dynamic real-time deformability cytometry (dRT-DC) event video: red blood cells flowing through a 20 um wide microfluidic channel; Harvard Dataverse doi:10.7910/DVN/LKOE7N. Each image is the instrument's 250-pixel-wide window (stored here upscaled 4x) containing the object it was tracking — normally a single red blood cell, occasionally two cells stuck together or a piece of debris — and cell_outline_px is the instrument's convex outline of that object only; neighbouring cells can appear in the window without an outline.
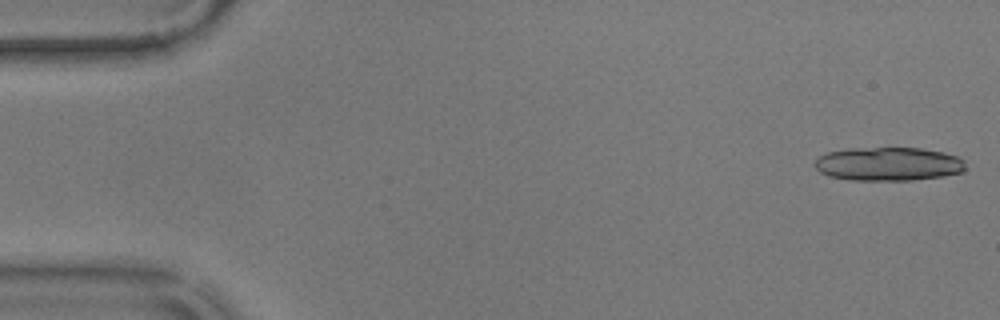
{"species": "common noctule bat (a hibernating species)", "species_latin": "Nyctalus noctula", "temperature_condition": "warm", "stored_images_in_passage": 7, "camera_frame_rate_fps": 3000, "um_per_image_px": 0.085, "animal": {"sex": "male", "body_mass_g": 17.9}, "frame": {"image": 1, "passage_image": 1, "time_ms": 0.0, "image_size_px": [1000, 320], "cell_outline_px": [[964, 168], [960, 172], [944, 176], [912, 180], [848, 180], [828, 176], [820, 172], [812, 164], [820, 156], [828, 152], [848, 148], [920, 148], [944, 152], [956, 156], [964, 160]], "centroid_in_image_um": [75.47, 13.94], "position_along_channel_um": 9.5, "area_um2": 29.59}}